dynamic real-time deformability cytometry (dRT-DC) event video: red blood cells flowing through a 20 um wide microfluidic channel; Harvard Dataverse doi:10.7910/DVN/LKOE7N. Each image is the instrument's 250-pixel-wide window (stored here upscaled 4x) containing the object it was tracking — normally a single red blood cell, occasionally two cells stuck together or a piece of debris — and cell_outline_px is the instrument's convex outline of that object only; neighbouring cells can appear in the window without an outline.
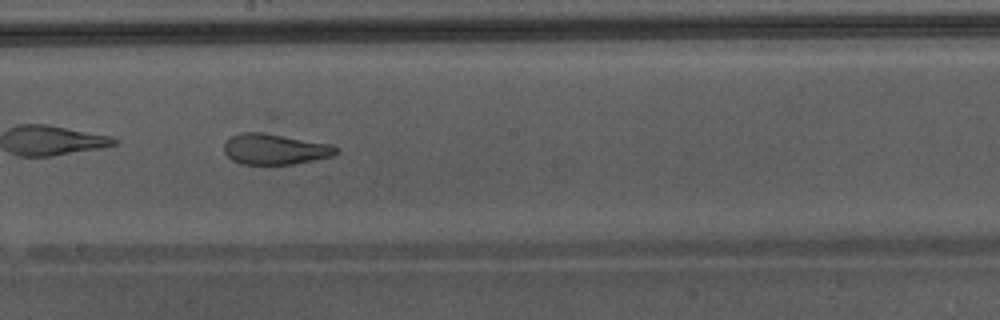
{"species": "Egyptian fruit bat (a non-hibernating species)", "species_latin": "Rousettus aegyptiacus", "temperature_condition": "warm", "stored_images_in_passage": 44, "camera_frame_rate_fps": 3000, "um_per_image_px": 0.085, "animal": {"sex": "male"}, "frame": {"image": 1, "passage_image": 26, "time_ms": 8.333, "image_size_px": [1000, 320], "cell_outline_px": [[340, 152], [336, 156], [292, 164], [240, 164], [232, 160], [224, 152], [224, 144], [232, 136], [240, 132], [264, 132], [328, 144], [340, 148]], "centroid_in_image_um": [23.39, 12.68], "position_along_channel_um": 224.8, "area_um2": 20.11}, "authors_computed_cell_mechanics": {"area_um2": 24.854, "velocity_mm_per_s": 4.4105, "shape_relaxation_time_tau1_ms": null, "shape_relaxation_time_tau2_ms": 1.0966, "deformation_change_tau1": null, "deformation_change_tau2": 0.0801}}